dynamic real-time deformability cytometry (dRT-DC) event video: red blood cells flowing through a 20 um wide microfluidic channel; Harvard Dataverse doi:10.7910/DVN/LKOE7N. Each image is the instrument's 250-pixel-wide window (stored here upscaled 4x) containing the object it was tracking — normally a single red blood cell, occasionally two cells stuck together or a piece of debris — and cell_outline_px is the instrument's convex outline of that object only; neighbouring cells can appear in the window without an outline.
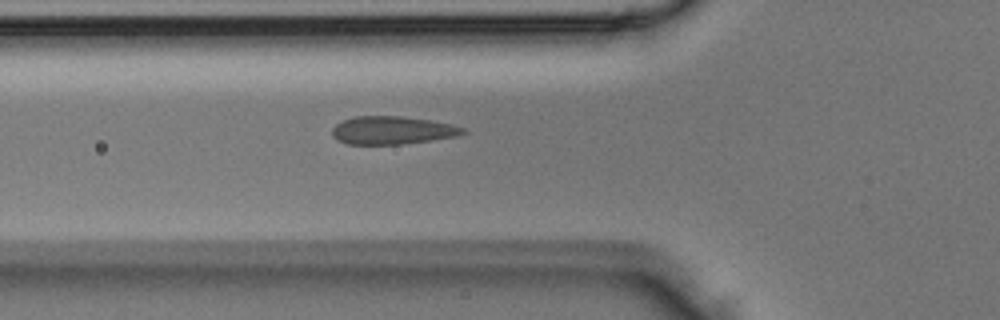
{"species": "Egyptian fruit bat (a non-hibernating species)", "species_latin": "Rousettus aegyptiacus", "temperature_condition": "room temperature", "stored_images_in_passage": 3, "camera_frame_rate_fps": 3000, "um_per_image_px": 0.085, "animal": {"sex": "male"}, "frame": {"image": 1, "passage_image": 3, "time_ms": 0.667, "image_size_px": [1000, 320], "cell_outline_px": [[468, 132], [456, 136], [432, 140], [400, 144], [348, 144], [336, 140], [332, 136], [332, 128], [336, 124], [344, 120], [356, 116], [400, 116], [428, 120], [448, 124], [464, 128]], "centroid_in_image_um": [33.3, 11.08], "position_along_channel_um": 92.5, "area_um2": 21.15}}